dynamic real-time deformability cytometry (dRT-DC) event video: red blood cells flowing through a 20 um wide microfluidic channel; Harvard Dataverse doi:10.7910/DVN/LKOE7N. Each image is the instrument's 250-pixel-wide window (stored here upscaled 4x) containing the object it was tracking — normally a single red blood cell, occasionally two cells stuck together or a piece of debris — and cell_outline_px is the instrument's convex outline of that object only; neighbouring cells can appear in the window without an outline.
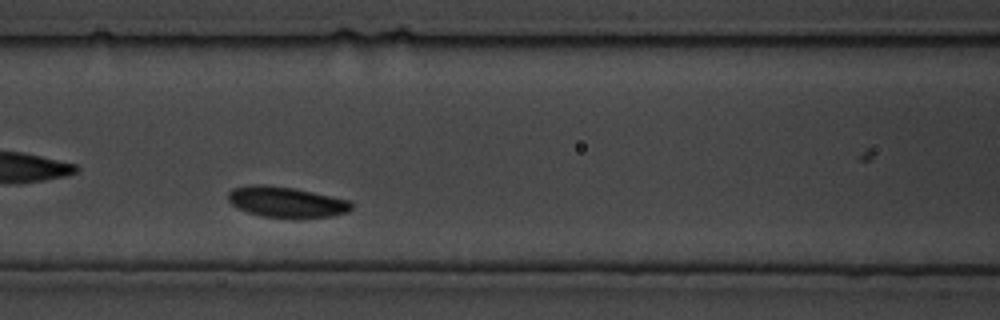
{"species": "common noctule bat (a hibernating species)", "species_latin": "Nyctalus noctula", "temperature_condition": "cold", "stored_images_in_passage": 78, "camera_frame_rate_fps": 3000, "um_per_image_px": 0.085, "animal": {"sex": "male", "body_mass_g": 19.5, "forearm_length_mm": 54.6}, "frame": {"image": 1, "passage_image": 21, "time_ms": 6.667, "image_size_px": [1000, 320], "cell_outline_px": [[352, 208], [348, 212], [332, 216], [264, 216], [248, 212], [236, 208], [228, 200], [228, 192], [232, 188], [252, 184], [264, 184], [292, 188], [352, 200]], "centroid_in_image_um": [24.32, 17.14], "position_along_channel_um": 142.3, "area_um2": 21.62}}
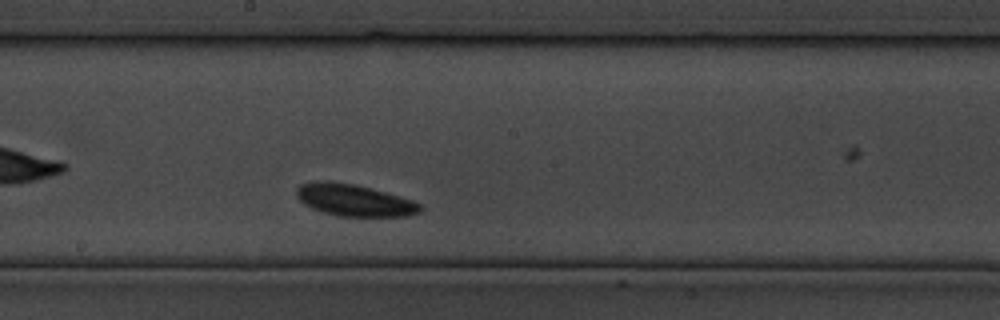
{"frame": {"image": 2, "passage_image": 36, "time_ms": 11.667, "image_size_px": [1000, 320], "cell_outline_px": [[420, 212], [408, 216], [340, 216], [324, 212], [312, 208], [304, 204], [296, 196], [296, 188], [300, 184], [316, 180], [328, 180], [356, 184], [400, 196], [412, 200], [420, 204]], "centroid_in_image_um": [30.06, 16.99], "position_along_channel_um": 218.1, "area_um2": 23.0}}
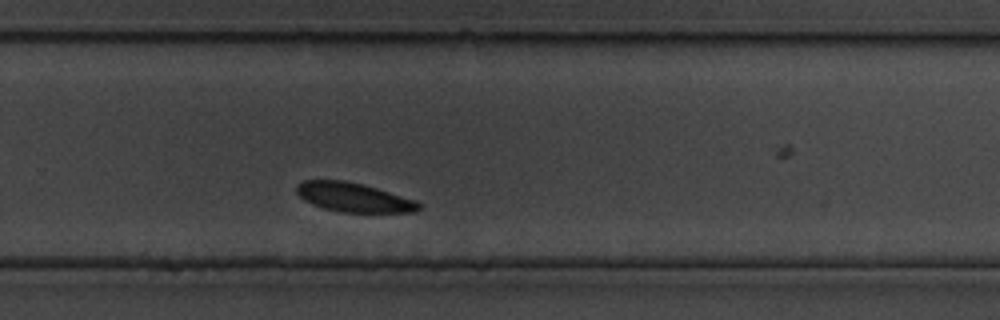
{"frame": {"image": 3, "passage_image": 52, "time_ms": 17.0, "image_size_px": [1000, 320], "cell_outline_px": [[424, 208], [416, 212], [344, 212], [324, 208], [312, 204], [304, 200], [296, 192], [296, 184], [304, 180], [344, 180], [376, 188], [416, 200], [424, 204]], "centroid_in_image_um": [30.1, 16.78], "position_along_channel_um": 299.7, "area_um2": 20.81}}